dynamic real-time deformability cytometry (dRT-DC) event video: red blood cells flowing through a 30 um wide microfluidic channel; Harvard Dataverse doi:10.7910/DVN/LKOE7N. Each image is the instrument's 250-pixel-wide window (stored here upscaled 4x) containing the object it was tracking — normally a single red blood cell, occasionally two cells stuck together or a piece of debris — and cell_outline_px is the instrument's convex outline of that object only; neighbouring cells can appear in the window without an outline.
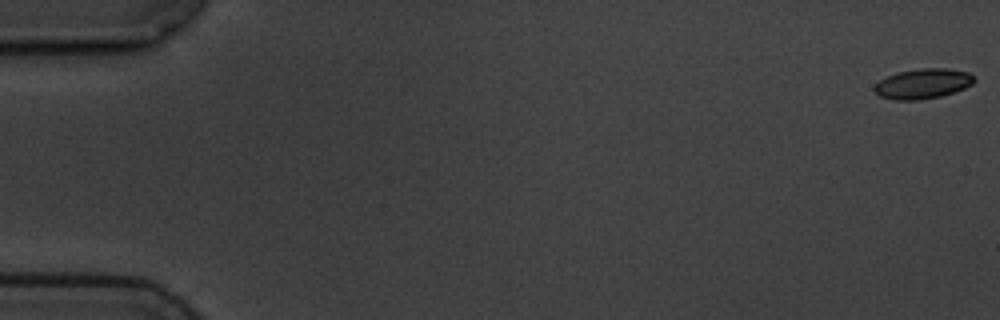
{"species": "common noctule bat (a hibernating species)", "species_latin": "Nyctalus noctula", "temperature_condition": "cold", "stored_images_in_passage": 7, "segment_of_instrument_passage": [1, 2], "camera_frame_rate_fps": 3000, "um_per_image_px": 0.085, "animal": {"sex": "male", "body_mass_g": 19.5, "forearm_length_mm": 54.6}, "frame": {"image": 1, "passage_image": 1, "time_ms": 0.0, "image_size_px": [1000, 320], "cell_outline_px": [[976, 80], [972, 84], [964, 88], [940, 96], [920, 100], [896, 100], [880, 96], [872, 88], [880, 80], [896, 72], [920, 68], [948, 68], [968, 72]], "centroid_in_image_um": [78.43, 7.1], "position_along_channel_um": 6.6, "area_um2": 17.4}}
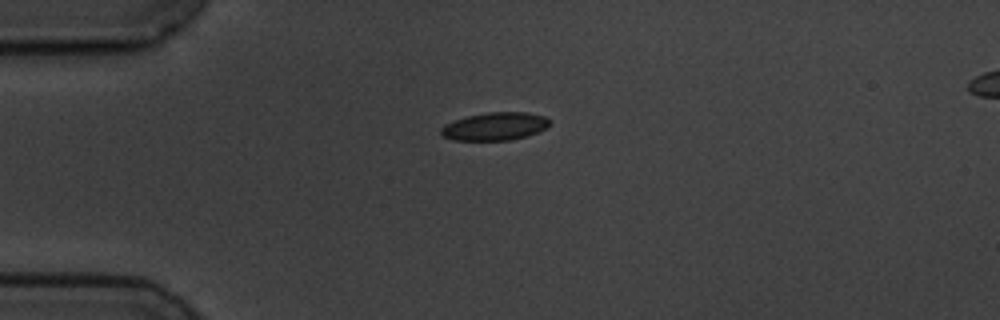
{"frame": {"image": 2, "passage_image": 5, "time_ms": 4.667, "image_size_px": [1000, 320], "cell_outline_px": [[552, 120], [544, 128], [528, 136], [508, 140], [452, 140], [444, 136], [440, 132], [440, 128], [444, 124], [468, 116], [488, 112], [528, 112], [544, 116]], "centroid_in_image_um": [42.06, 10.74], "position_along_channel_um": 42.9, "area_um2": 17.57}}